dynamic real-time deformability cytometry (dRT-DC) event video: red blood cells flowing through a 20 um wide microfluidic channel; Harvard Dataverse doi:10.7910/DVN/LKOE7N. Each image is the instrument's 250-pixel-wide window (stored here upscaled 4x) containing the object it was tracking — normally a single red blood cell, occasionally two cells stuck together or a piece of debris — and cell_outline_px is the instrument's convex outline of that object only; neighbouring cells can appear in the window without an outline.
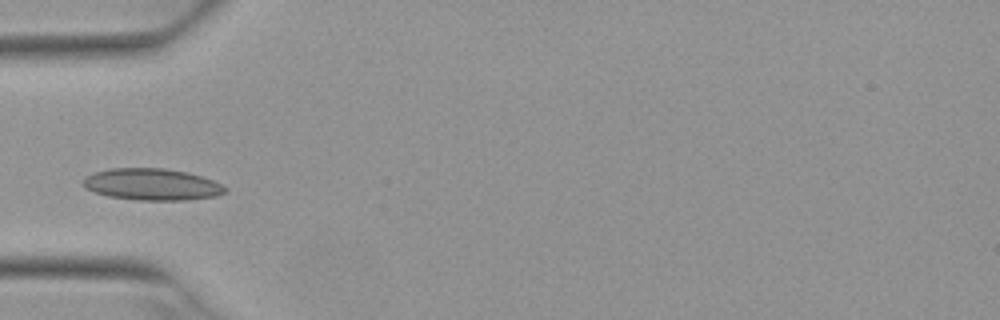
{"species": "Egyptian fruit bat (a non-hibernating species)", "species_latin": "Rousettus aegyptiacus", "temperature_condition": "warm", "stored_images_in_passage": 1, "camera_frame_rate_fps": 3000, "um_per_image_px": 0.085, "animal": {"sex": "female"}, "frame": {"image": 1, "passage_image": 1, "time_ms": 0.0, "image_size_px": [1000, 320], "cell_outline_px": [[228, 188], [224, 192], [216, 196], [188, 200], [136, 200], [108, 196], [84, 188], [80, 184], [80, 180], [84, 176], [92, 172], [112, 168], [164, 168], [184, 172], [200, 176], [212, 180]], "centroid_in_image_um": [12.83, 15.67], "position_along_channel_um": 72.2, "area_um2": 26.36}}